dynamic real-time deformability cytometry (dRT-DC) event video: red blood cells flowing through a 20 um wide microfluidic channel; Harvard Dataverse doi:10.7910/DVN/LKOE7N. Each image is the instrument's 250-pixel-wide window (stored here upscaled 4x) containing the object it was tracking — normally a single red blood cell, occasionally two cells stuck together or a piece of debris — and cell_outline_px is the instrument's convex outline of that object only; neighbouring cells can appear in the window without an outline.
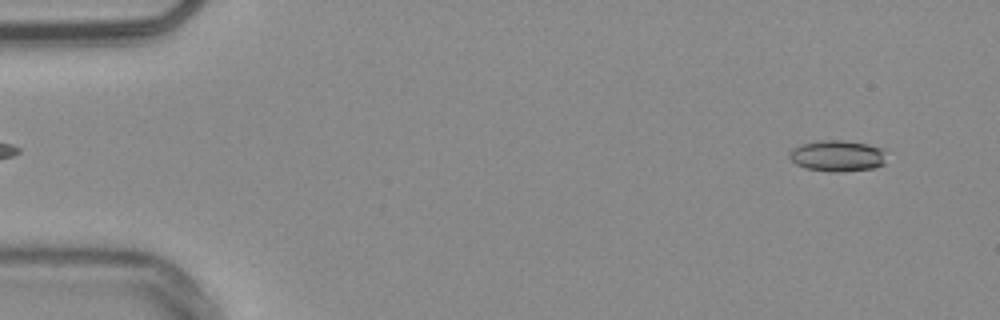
{"species": "common noctule bat (a hibernating species)", "species_latin": "Nyctalus noctula", "temperature_condition": "warm", "stored_images_in_passage": 52, "camera_frame_rate_fps": 3000, "um_per_image_px": 0.085, "animal": {"sex": "male", "body_mass_g": 20.4}, "frame": {"image": 1, "passage_image": 2, "time_ms": 0.333, "image_size_px": [1000, 320], "cell_outline_px": [[884, 164], [872, 168], [840, 172], [832, 172], [804, 168], [796, 164], [788, 156], [788, 152], [792, 148], [800, 144], [824, 140], [840, 140], [868, 144], [884, 148]], "centroid_in_image_um": [71.15, 13.25], "position_along_channel_um": 13.9, "area_um2": 17.69}}
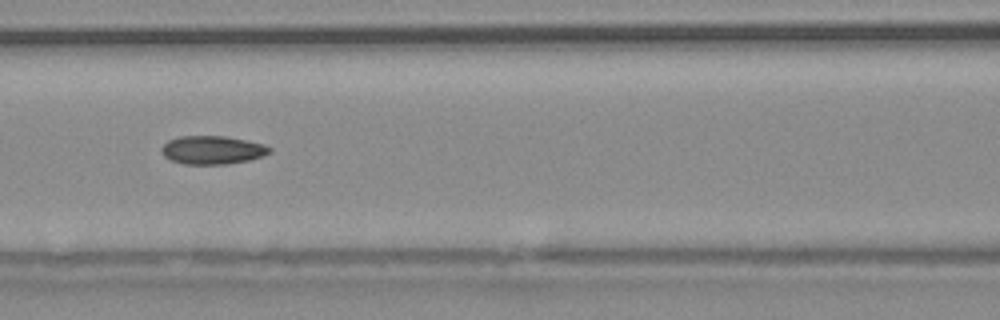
{"frame": {"image": 2, "passage_image": 22, "time_ms": 7.0, "image_size_px": [1000, 320], "cell_outline_px": [[272, 152], [264, 156], [248, 160], [224, 164], [184, 164], [172, 160], [164, 156], [160, 152], [160, 148], [168, 140], [180, 136], [224, 136], [264, 144], [272, 148]], "centroid_in_image_um": [18.05, 12.75], "position_along_channel_um": 148.6, "area_um2": 17.86}}
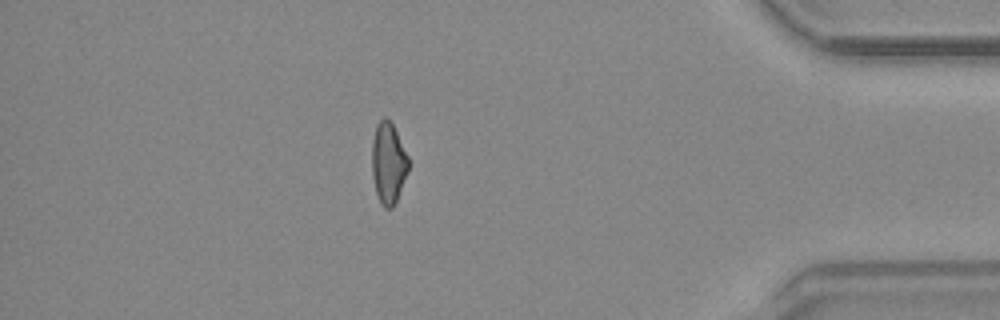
{"frame": {"image": 3, "passage_image": 45, "time_ms": 14.667, "image_size_px": [1000, 320], "cell_outline_px": [[408, 172], [396, 200], [392, 208], [384, 208], [380, 204], [376, 192], [372, 176], [372, 140], [376, 124], [384, 116], [392, 124], [408, 156]], "centroid_in_image_um": [32.99, 13.87], "position_along_channel_um": 402.2, "area_um2": 17.17}, "authors_computed_cell_mechanics": {"area_um2": 17.5134, "velocity_mm_per_s": 3.8191, "shape_relaxation_time_tau1_ms": 11.1756, "shape_relaxation_time_tau2_ms": 2.2099, "deformation_change_tau1": 0.2058, "deformation_change_tau2": 0.0856}}